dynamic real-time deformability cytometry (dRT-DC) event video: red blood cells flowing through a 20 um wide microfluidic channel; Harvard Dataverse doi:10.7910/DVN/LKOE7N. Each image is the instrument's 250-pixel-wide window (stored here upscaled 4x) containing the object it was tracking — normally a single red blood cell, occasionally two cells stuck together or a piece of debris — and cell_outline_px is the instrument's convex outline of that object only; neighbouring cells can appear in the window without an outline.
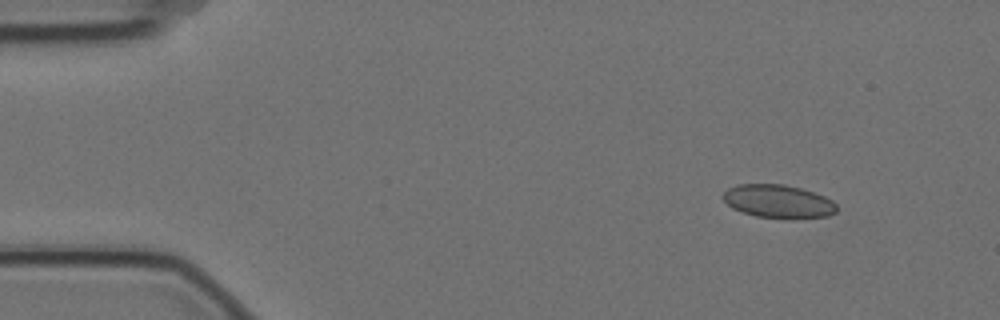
{"species": "Egyptian fruit bat (a non-hibernating species)", "species_latin": "Rousettus aegyptiacus", "temperature_condition": "cold", "stored_images_in_passage": 6, "camera_frame_rate_fps": 3000, "um_per_image_px": 0.085, "animal": {"sex": "female"}, "frame": {"image": 1, "passage_image": 2, "time_ms": 0.333, "image_size_px": [1000, 320], "cell_outline_px": [[836, 212], [828, 216], [784, 220], [756, 216], [732, 208], [720, 196], [728, 188], [736, 184], [784, 184], [800, 188], [824, 196], [832, 200], [836, 204]], "centroid_in_image_um": [66.14, 17.13], "position_along_channel_um": 18.9, "area_um2": 22.31}}
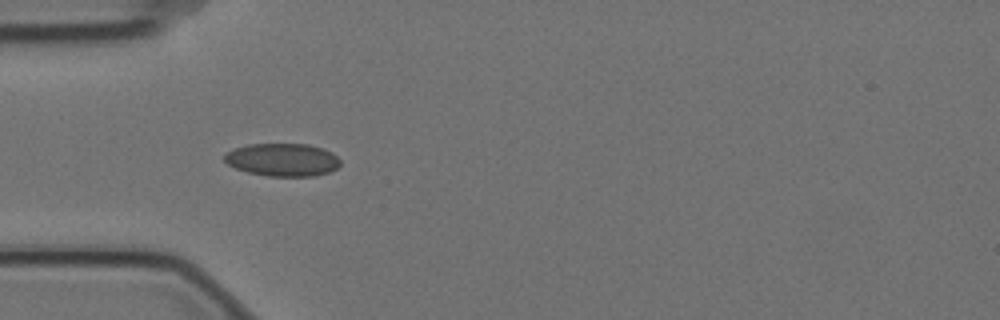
{"frame": {"image": 2, "passage_image": 5, "time_ms": 1.333, "image_size_px": [1000, 320], "cell_outline_px": [[340, 164], [336, 168], [328, 172], [312, 176], [268, 176], [248, 172], [236, 168], [228, 164], [224, 160], [224, 152], [232, 148], [248, 144], [308, 144], [324, 148], [332, 152], [340, 160]], "centroid_in_image_um": [23.99, 13.56], "position_along_channel_um": 61.0, "area_um2": 22.31}}
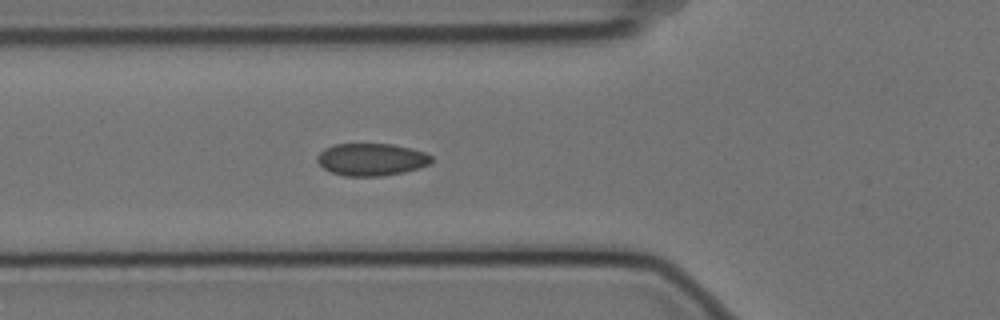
{"frame": {"image": 3, "passage_image": 6, "time_ms": 1.667, "image_size_px": [1000, 320], "cell_outline_px": [[432, 160], [428, 164], [404, 172], [380, 176], [344, 176], [332, 172], [324, 168], [316, 160], [316, 156], [324, 148], [332, 144], [392, 144], [412, 148], [424, 152], [432, 156]], "centroid_in_image_um": [31.54, 13.54], "position_along_channel_um": 94.3, "area_um2": 21.5}}